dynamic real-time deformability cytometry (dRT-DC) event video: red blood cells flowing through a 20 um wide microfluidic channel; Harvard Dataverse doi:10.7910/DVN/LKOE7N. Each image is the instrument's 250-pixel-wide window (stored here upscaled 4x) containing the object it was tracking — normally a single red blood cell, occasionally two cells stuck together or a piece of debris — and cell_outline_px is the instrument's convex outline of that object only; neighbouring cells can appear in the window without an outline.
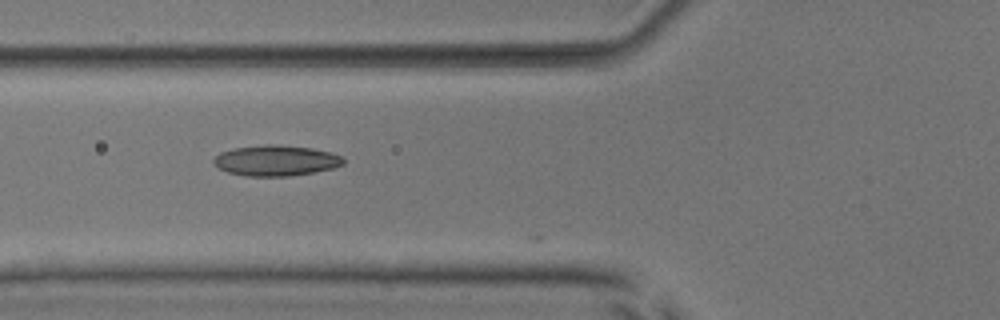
{"species": "common noctule bat (a hibernating species)", "species_latin": "Nyctalus noctula", "temperature_condition": "room temperature", "stored_images_in_passage": 11, "camera_frame_rate_fps": 3000, "um_per_image_px": 0.085, "animal": {"sex": "male", "body_mass_g": 17.9, "forearm_length_mm": 54.2}, "frame": {"image": 1, "passage_image": 10, "time_ms": 3.0, "image_size_px": [1000, 320], "cell_outline_px": [[344, 164], [332, 168], [312, 172], [288, 176], [244, 176], [228, 172], [220, 168], [212, 160], [220, 152], [236, 148], [264, 144], [280, 144], [312, 148], [332, 152], [344, 156]], "centroid_in_image_um": [23.49, 13.63], "position_along_channel_um": 102.3, "area_um2": 23.18}}